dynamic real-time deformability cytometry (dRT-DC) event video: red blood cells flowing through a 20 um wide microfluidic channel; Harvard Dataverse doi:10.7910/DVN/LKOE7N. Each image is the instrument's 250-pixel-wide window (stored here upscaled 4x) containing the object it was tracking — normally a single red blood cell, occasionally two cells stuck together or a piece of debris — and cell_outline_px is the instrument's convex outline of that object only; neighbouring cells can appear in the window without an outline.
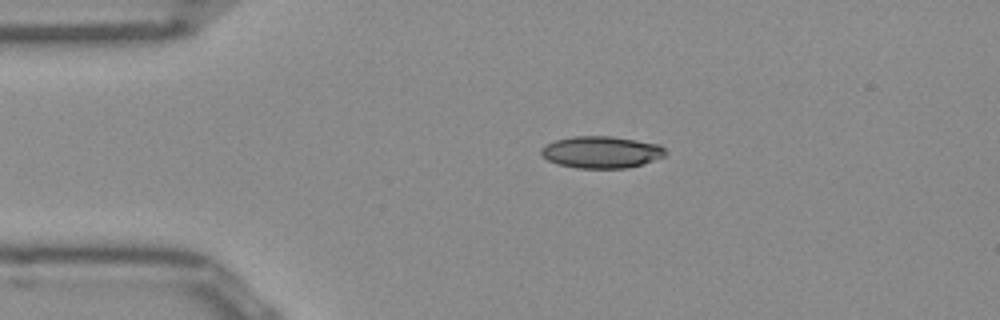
{"species": "Egyptian fruit bat (a non-hibernating species)", "species_latin": "Rousettus aegyptiacus", "temperature_condition": "room temperature", "stored_images_in_passage": 41, "camera_frame_rate_fps": 3000, "um_per_image_px": 0.085, "frame": {"image": 1, "passage_image": 1, "time_ms": 0.0, "image_size_px": [1000, 320], "cell_outline_px": [[668, 152], [664, 156], [644, 164], [628, 168], [576, 168], [560, 164], [548, 160], [540, 152], [540, 148], [544, 144], [556, 140], [572, 136], [612, 136], [660, 144]], "centroid_in_image_um": [51.13, 12.92], "position_along_channel_um": 33.9, "area_um2": 23.24}}
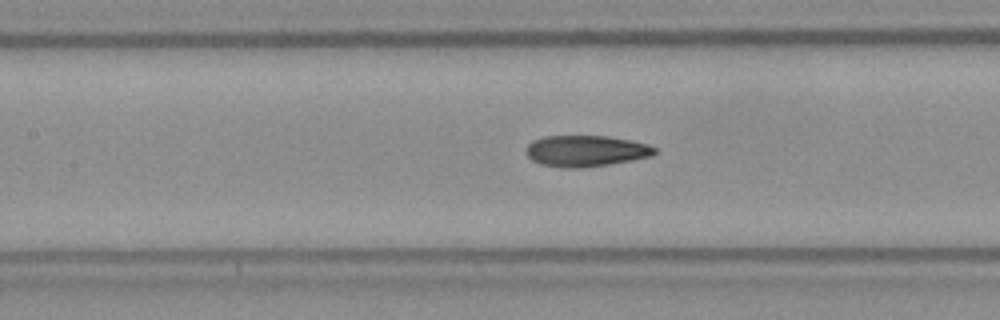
{"frame": {"image": 2, "passage_image": 13, "time_ms": 4.0, "image_size_px": [1000, 320], "cell_outline_px": [[656, 152], [652, 156], [632, 160], [608, 164], [580, 168], [564, 168], [540, 164], [532, 160], [528, 156], [524, 148], [532, 140], [544, 136], [608, 136], [648, 144], [656, 148]], "centroid_in_image_um": [49.76, 12.83], "position_along_channel_um": 157.6, "area_um2": 23.41}}
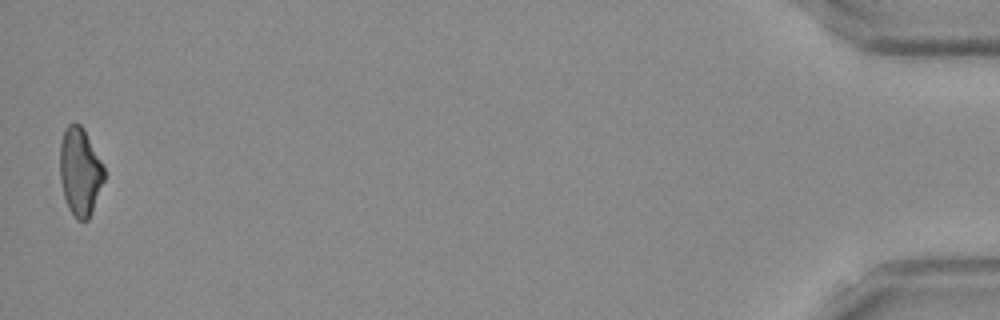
{"frame": {"image": 3, "passage_image": 41, "time_ms": 13.333, "image_size_px": [1000, 320], "cell_outline_px": [[104, 180], [92, 212], [88, 220], [76, 220], [68, 208], [64, 196], [60, 180], [60, 144], [64, 128], [68, 124], [80, 124], [84, 128], [104, 168]], "centroid_in_image_um": [6.78, 14.6], "position_along_channel_um": 428.4, "area_um2": 22.6}, "authors_computed_cell_mechanics": {"area_um2": 23.2934, "velocity_mm_per_s": 3.9608, "shape_relaxation_time_tau1_ms": null, "shape_relaxation_time_tau2_ms": 3.2308, "deformation_change_tau1": null, "deformation_change_tau2": 0.1178}}